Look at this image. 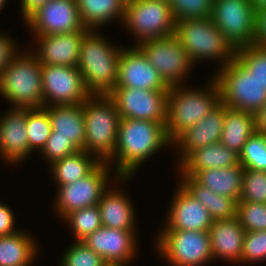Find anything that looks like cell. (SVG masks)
I'll use <instances>...</instances> for the list:
<instances>
[{"label": "cell", "instance_id": "cell-34", "mask_svg": "<svg viewBox=\"0 0 266 266\" xmlns=\"http://www.w3.org/2000/svg\"><path fill=\"white\" fill-rule=\"evenodd\" d=\"M235 59L266 89V46L239 48Z\"/></svg>", "mask_w": 266, "mask_h": 266}, {"label": "cell", "instance_id": "cell-16", "mask_svg": "<svg viewBox=\"0 0 266 266\" xmlns=\"http://www.w3.org/2000/svg\"><path fill=\"white\" fill-rule=\"evenodd\" d=\"M115 87L169 91V87L161 79L157 70L136 45L131 48L123 47L119 56Z\"/></svg>", "mask_w": 266, "mask_h": 266}, {"label": "cell", "instance_id": "cell-8", "mask_svg": "<svg viewBox=\"0 0 266 266\" xmlns=\"http://www.w3.org/2000/svg\"><path fill=\"white\" fill-rule=\"evenodd\" d=\"M122 24L136 37V45L175 32L170 3L164 0H126Z\"/></svg>", "mask_w": 266, "mask_h": 266}, {"label": "cell", "instance_id": "cell-39", "mask_svg": "<svg viewBox=\"0 0 266 266\" xmlns=\"http://www.w3.org/2000/svg\"><path fill=\"white\" fill-rule=\"evenodd\" d=\"M239 201L266 203V171L244 169Z\"/></svg>", "mask_w": 266, "mask_h": 266}, {"label": "cell", "instance_id": "cell-45", "mask_svg": "<svg viewBox=\"0 0 266 266\" xmlns=\"http://www.w3.org/2000/svg\"><path fill=\"white\" fill-rule=\"evenodd\" d=\"M50 0H21L23 19L26 21L35 11Z\"/></svg>", "mask_w": 266, "mask_h": 266}, {"label": "cell", "instance_id": "cell-28", "mask_svg": "<svg viewBox=\"0 0 266 266\" xmlns=\"http://www.w3.org/2000/svg\"><path fill=\"white\" fill-rule=\"evenodd\" d=\"M81 22L87 30H97L113 19L123 21L126 0H76Z\"/></svg>", "mask_w": 266, "mask_h": 266}, {"label": "cell", "instance_id": "cell-37", "mask_svg": "<svg viewBox=\"0 0 266 266\" xmlns=\"http://www.w3.org/2000/svg\"><path fill=\"white\" fill-rule=\"evenodd\" d=\"M237 219L246 232L266 231V203H237Z\"/></svg>", "mask_w": 266, "mask_h": 266}, {"label": "cell", "instance_id": "cell-25", "mask_svg": "<svg viewBox=\"0 0 266 266\" xmlns=\"http://www.w3.org/2000/svg\"><path fill=\"white\" fill-rule=\"evenodd\" d=\"M238 165H240L239 154L218 142L192 151L177 166V169L180 170V175L193 176L196 172L205 169H218Z\"/></svg>", "mask_w": 266, "mask_h": 266}, {"label": "cell", "instance_id": "cell-3", "mask_svg": "<svg viewBox=\"0 0 266 266\" xmlns=\"http://www.w3.org/2000/svg\"><path fill=\"white\" fill-rule=\"evenodd\" d=\"M212 79L205 90L188 89L187 85L169 87L165 129L171 143L221 102L219 86Z\"/></svg>", "mask_w": 266, "mask_h": 266}, {"label": "cell", "instance_id": "cell-11", "mask_svg": "<svg viewBox=\"0 0 266 266\" xmlns=\"http://www.w3.org/2000/svg\"><path fill=\"white\" fill-rule=\"evenodd\" d=\"M211 18L235 50L254 44L255 10L250 0H213Z\"/></svg>", "mask_w": 266, "mask_h": 266}, {"label": "cell", "instance_id": "cell-18", "mask_svg": "<svg viewBox=\"0 0 266 266\" xmlns=\"http://www.w3.org/2000/svg\"><path fill=\"white\" fill-rule=\"evenodd\" d=\"M177 185L163 229L208 232L213 222L208 210L180 184Z\"/></svg>", "mask_w": 266, "mask_h": 266}, {"label": "cell", "instance_id": "cell-49", "mask_svg": "<svg viewBox=\"0 0 266 266\" xmlns=\"http://www.w3.org/2000/svg\"><path fill=\"white\" fill-rule=\"evenodd\" d=\"M7 0H0V10L4 8V5Z\"/></svg>", "mask_w": 266, "mask_h": 266}, {"label": "cell", "instance_id": "cell-10", "mask_svg": "<svg viewBox=\"0 0 266 266\" xmlns=\"http://www.w3.org/2000/svg\"><path fill=\"white\" fill-rule=\"evenodd\" d=\"M136 46L168 87L182 85L195 65L174 34L150 39Z\"/></svg>", "mask_w": 266, "mask_h": 266}, {"label": "cell", "instance_id": "cell-38", "mask_svg": "<svg viewBox=\"0 0 266 266\" xmlns=\"http://www.w3.org/2000/svg\"><path fill=\"white\" fill-rule=\"evenodd\" d=\"M60 259V266H107L104 259L82 241H75L68 246Z\"/></svg>", "mask_w": 266, "mask_h": 266}, {"label": "cell", "instance_id": "cell-14", "mask_svg": "<svg viewBox=\"0 0 266 266\" xmlns=\"http://www.w3.org/2000/svg\"><path fill=\"white\" fill-rule=\"evenodd\" d=\"M43 107L83 103L86 90L78 67L42 65Z\"/></svg>", "mask_w": 266, "mask_h": 266}, {"label": "cell", "instance_id": "cell-36", "mask_svg": "<svg viewBox=\"0 0 266 266\" xmlns=\"http://www.w3.org/2000/svg\"><path fill=\"white\" fill-rule=\"evenodd\" d=\"M175 21L212 17L213 0H169Z\"/></svg>", "mask_w": 266, "mask_h": 266}, {"label": "cell", "instance_id": "cell-40", "mask_svg": "<svg viewBox=\"0 0 266 266\" xmlns=\"http://www.w3.org/2000/svg\"><path fill=\"white\" fill-rule=\"evenodd\" d=\"M266 261V231L245 232L241 263Z\"/></svg>", "mask_w": 266, "mask_h": 266}, {"label": "cell", "instance_id": "cell-4", "mask_svg": "<svg viewBox=\"0 0 266 266\" xmlns=\"http://www.w3.org/2000/svg\"><path fill=\"white\" fill-rule=\"evenodd\" d=\"M20 52L0 73V95L12 108H43L42 65L31 50Z\"/></svg>", "mask_w": 266, "mask_h": 266}, {"label": "cell", "instance_id": "cell-2", "mask_svg": "<svg viewBox=\"0 0 266 266\" xmlns=\"http://www.w3.org/2000/svg\"><path fill=\"white\" fill-rule=\"evenodd\" d=\"M97 30L82 37L77 67L91 95H108L116 86L122 47L110 43Z\"/></svg>", "mask_w": 266, "mask_h": 266}, {"label": "cell", "instance_id": "cell-43", "mask_svg": "<svg viewBox=\"0 0 266 266\" xmlns=\"http://www.w3.org/2000/svg\"><path fill=\"white\" fill-rule=\"evenodd\" d=\"M15 217L12 209L5 203H0V236H7L16 233Z\"/></svg>", "mask_w": 266, "mask_h": 266}, {"label": "cell", "instance_id": "cell-9", "mask_svg": "<svg viewBox=\"0 0 266 266\" xmlns=\"http://www.w3.org/2000/svg\"><path fill=\"white\" fill-rule=\"evenodd\" d=\"M156 251L170 266H203L211 262L209 232L162 229Z\"/></svg>", "mask_w": 266, "mask_h": 266}, {"label": "cell", "instance_id": "cell-6", "mask_svg": "<svg viewBox=\"0 0 266 266\" xmlns=\"http://www.w3.org/2000/svg\"><path fill=\"white\" fill-rule=\"evenodd\" d=\"M174 35L179 39L193 64L204 60L222 61L224 67L235 59L236 50L225 39L211 17L175 21Z\"/></svg>", "mask_w": 266, "mask_h": 266}, {"label": "cell", "instance_id": "cell-12", "mask_svg": "<svg viewBox=\"0 0 266 266\" xmlns=\"http://www.w3.org/2000/svg\"><path fill=\"white\" fill-rule=\"evenodd\" d=\"M112 170L106 162H101L90 174L80 180L58 186L54 209L62 219L72 211L98 205L103 193L111 183ZM110 181V182H109Z\"/></svg>", "mask_w": 266, "mask_h": 266}, {"label": "cell", "instance_id": "cell-22", "mask_svg": "<svg viewBox=\"0 0 266 266\" xmlns=\"http://www.w3.org/2000/svg\"><path fill=\"white\" fill-rule=\"evenodd\" d=\"M212 256L233 263H241L245 230L237 217L229 220H213L209 228Z\"/></svg>", "mask_w": 266, "mask_h": 266}, {"label": "cell", "instance_id": "cell-26", "mask_svg": "<svg viewBox=\"0 0 266 266\" xmlns=\"http://www.w3.org/2000/svg\"><path fill=\"white\" fill-rule=\"evenodd\" d=\"M244 168L241 165L218 169H205L192 177L212 192L239 202L242 193Z\"/></svg>", "mask_w": 266, "mask_h": 266}, {"label": "cell", "instance_id": "cell-7", "mask_svg": "<svg viewBox=\"0 0 266 266\" xmlns=\"http://www.w3.org/2000/svg\"><path fill=\"white\" fill-rule=\"evenodd\" d=\"M218 69L214 79L228 108L255 115L266 104V89L236 59Z\"/></svg>", "mask_w": 266, "mask_h": 266}, {"label": "cell", "instance_id": "cell-27", "mask_svg": "<svg viewBox=\"0 0 266 266\" xmlns=\"http://www.w3.org/2000/svg\"><path fill=\"white\" fill-rule=\"evenodd\" d=\"M179 183L191 196L208 210L213 220H229L237 217V201L212 192L199 184L192 176L180 175Z\"/></svg>", "mask_w": 266, "mask_h": 266}, {"label": "cell", "instance_id": "cell-47", "mask_svg": "<svg viewBox=\"0 0 266 266\" xmlns=\"http://www.w3.org/2000/svg\"><path fill=\"white\" fill-rule=\"evenodd\" d=\"M254 7V10L257 11L262 8H266V0H250Z\"/></svg>", "mask_w": 266, "mask_h": 266}, {"label": "cell", "instance_id": "cell-32", "mask_svg": "<svg viewBox=\"0 0 266 266\" xmlns=\"http://www.w3.org/2000/svg\"><path fill=\"white\" fill-rule=\"evenodd\" d=\"M69 224L75 241H82L102 226L98 205L72 211L63 218Z\"/></svg>", "mask_w": 266, "mask_h": 266}, {"label": "cell", "instance_id": "cell-15", "mask_svg": "<svg viewBox=\"0 0 266 266\" xmlns=\"http://www.w3.org/2000/svg\"><path fill=\"white\" fill-rule=\"evenodd\" d=\"M25 22L33 36L88 31L81 22L76 0H50Z\"/></svg>", "mask_w": 266, "mask_h": 266}, {"label": "cell", "instance_id": "cell-29", "mask_svg": "<svg viewBox=\"0 0 266 266\" xmlns=\"http://www.w3.org/2000/svg\"><path fill=\"white\" fill-rule=\"evenodd\" d=\"M30 234L17 231L0 236V266H28L37 258V245Z\"/></svg>", "mask_w": 266, "mask_h": 266}, {"label": "cell", "instance_id": "cell-19", "mask_svg": "<svg viewBox=\"0 0 266 266\" xmlns=\"http://www.w3.org/2000/svg\"><path fill=\"white\" fill-rule=\"evenodd\" d=\"M226 105L220 102L201 121L183 132L173 143L178 147L180 164L192 151L220 142L224 127Z\"/></svg>", "mask_w": 266, "mask_h": 266}, {"label": "cell", "instance_id": "cell-46", "mask_svg": "<svg viewBox=\"0 0 266 266\" xmlns=\"http://www.w3.org/2000/svg\"><path fill=\"white\" fill-rule=\"evenodd\" d=\"M254 116L255 131L266 136V104Z\"/></svg>", "mask_w": 266, "mask_h": 266}, {"label": "cell", "instance_id": "cell-5", "mask_svg": "<svg viewBox=\"0 0 266 266\" xmlns=\"http://www.w3.org/2000/svg\"><path fill=\"white\" fill-rule=\"evenodd\" d=\"M85 118L84 151L108 162L117 144L120 114L108 95H90L83 103Z\"/></svg>", "mask_w": 266, "mask_h": 266}, {"label": "cell", "instance_id": "cell-21", "mask_svg": "<svg viewBox=\"0 0 266 266\" xmlns=\"http://www.w3.org/2000/svg\"><path fill=\"white\" fill-rule=\"evenodd\" d=\"M86 32L34 36L38 48L33 53L41 65L77 67L80 43Z\"/></svg>", "mask_w": 266, "mask_h": 266}, {"label": "cell", "instance_id": "cell-35", "mask_svg": "<svg viewBox=\"0 0 266 266\" xmlns=\"http://www.w3.org/2000/svg\"><path fill=\"white\" fill-rule=\"evenodd\" d=\"M239 163L244 169L266 171V136L254 132L239 153Z\"/></svg>", "mask_w": 266, "mask_h": 266}, {"label": "cell", "instance_id": "cell-24", "mask_svg": "<svg viewBox=\"0 0 266 266\" xmlns=\"http://www.w3.org/2000/svg\"><path fill=\"white\" fill-rule=\"evenodd\" d=\"M110 187L103 193L98 203L103 227L136 231L134 206L130 198L120 189Z\"/></svg>", "mask_w": 266, "mask_h": 266}, {"label": "cell", "instance_id": "cell-42", "mask_svg": "<svg viewBox=\"0 0 266 266\" xmlns=\"http://www.w3.org/2000/svg\"><path fill=\"white\" fill-rule=\"evenodd\" d=\"M14 42V39H11L7 34L0 33V73L3 72L19 50Z\"/></svg>", "mask_w": 266, "mask_h": 266}, {"label": "cell", "instance_id": "cell-41", "mask_svg": "<svg viewBox=\"0 0 266 266\" xmlns=\"http://www.w3.org/2000/svg\"><path fill=\"white\" fill-rule=\"evenodd\" d=\"M79 149L67 138L62 136H49L45 146L41 150L44 159L48 160L49 165L63 159L65 156L77 152Z\"/></svg>", "mask_w": 266, "mask_h": 266}, {"label": "cell", "instance_id": "cell-30", "mask_svg": "<svg viewBox=\"0 0 266 266\" xmlns=\"http://www.w3.org/2000/svg\"><path fill=\"white\" fill-rule=\"evenodd\" d=\"M101 162L84 150L65 156L50 165L57 186L70 184L90 174Z\"/></svg>", "mask_w": 266, "mask_h": 266}, {"label": "cell", "instance_id": "cell-48", "mask_svg": "<svg viewBox=\"0 0 266 266\" xmlns=\"http://www.w3.org/2000/svg\"><path fill=\"white\" fill-rule=\"evenodd\" d=\"M131 261H125V262H114V263H109L107 266H126L130 264Z\"/></svg>", "mask_w": 266, "mask_h": 266}, {"label": "cell", "instance_id": "cell-44", "mask_svg": "<svg viewBox=\"0 0 266 266\" xmlns=\"http://www.w3.org/2000/svg\"><path fill=\"white\" fill-rule=\"evenodd\" d=\"M254 44L266 46V8L255 11Z\"/></svg>", "mask_w": 266, "mask_h": 266}, {"label": "cell", "instance_id": "cell-33", "mask_svg": "<svg viewBox=\"0 0 266 266\" xmlns=\"http://www.w3.org/2000/svg\"><path fill=\"white\" fill-rule=\"evenodd\" d=\"M26 129L29 151H41L52 132L47 111L44 108L27 109Z\"/></svg>", "mask_w": 266, "mask_h": 266}, {"label": "cell", "instance_id": "cell-20", "mask_svg": "<svg viewBox=\"0 0 266 266\" xmlns=\"http://www.w3.org/2000/svg\"><path fill=\"white\" fill-rule=\"evenodd\" d=\"M27 109L11 108L0 118V155L12 165L30 155L27 137Z\"/></svg>", "mask_w": 266, "mask_h": 266}, {"label": "cell", "instance_id": "cell-13", "mask_svg": "<svg viewBox=\"0 0 266 266\" xmlns=\"http://www.w3.org/2000/svg\"><path fill=\"white\" fill-rule=\"evenodd\" d=\"M168 92L115 87L108 96L115 102L120 118L159 122L165 126Z\"/></svg>", "mask_w": 266, "mask_h": 266}, {"label": "cell", "instance_id": "cell-23", "mask_svg": "<svg viewBox=\"0 0 266 266\" xmlns=\"http://www.w3.org/2000/svg\"><path fill=\"white\" fill-rule=\"evenodd\" d=\"M51 123L50 136L69 139L79 150H84L85 118L82 103L43 107Z\"/></svg>", "mask_w": 266, "mask_h": 266}, {"label": "cell", "instance_id": "cell-17", "mask_svg": "<svg viewBox=\"0 0 266 266\" xmlns=\"http://www.w3.org/2000/svg\"><path fill=\"white\" fill-rule=\"evenodd\" d=\"M137 231L101 226L82 242L109 263L132 261L137 255Z\"/></svg>", "mask_w": 266, "mask_h": 266}, {"label": "cell", "instance_id": "cell-31", "mask_svg": "<svg viewBox=\"0 0 266 266\" xmlns=\"http://www.w3.org/2000/svg\"><path fill=\"white\" fill-rule=\"evenodd\" d=\"M254 132V114L226 106L224 127L220 140L223 145L239 154Z\"/></svg>", "mask_w": 266, "mask_h": 266}, {"label": "cell", "instance_id": "cell-1", "mask_svg": "<svg viewBox=\"0 0 266 266\" xmlns=\"http://www.w3.org/2000/svg\"><path fill=\"white\" fill-rule=\"evenodd\" d=\"M169 145L172 143L162 123L121 118L114 154L107 163L115 164L112 170L117 179L127 181L146 159Z\"/></svg>", "mask_w": 266, "mask_h": 266}]
</instances>
